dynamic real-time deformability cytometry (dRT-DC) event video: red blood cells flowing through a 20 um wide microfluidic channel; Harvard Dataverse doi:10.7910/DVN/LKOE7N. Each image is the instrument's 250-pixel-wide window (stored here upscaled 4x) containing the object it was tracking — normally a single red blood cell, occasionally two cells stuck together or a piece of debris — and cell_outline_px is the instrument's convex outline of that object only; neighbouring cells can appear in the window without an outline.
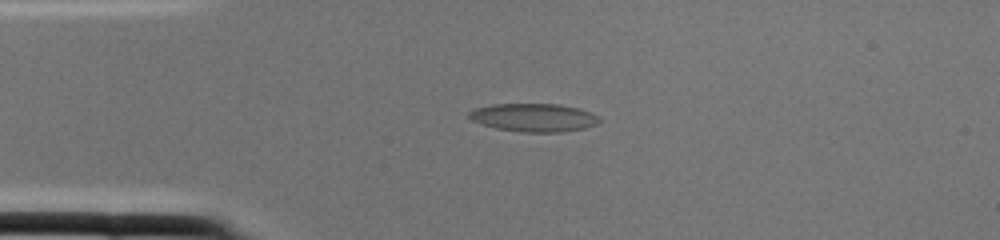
{"species": "common noctule bat (a hibernating species)", "species_latin": "Nyctalus noctula", "temperature_condition": "cold", "stored_images_in_passage": 1, "camera_frame_rate_fps": 3000, "um_per_image_px": 0.085, "animal": {"sex": "female", "body_mass_g": 22.0, "forearm_length_mm": 56.7}, "frame": {"image": 1, "passage_image": 1, "time_ms": 0.0, "image_size_px": [1000, 240], "cell_outline_px": [[600, 120], [596, 124], [584, 128], [560, 132], [524, 132], [496, 128], [472, 120], [468, 116], [468, 112], [476, 108], [492, 104], [560, 104], [580, 108], [596, 116]], "centroid_in_image_um": [45.36, 9.98], "position_along_channel_um": 39.6, "area_um2": 21.15}}